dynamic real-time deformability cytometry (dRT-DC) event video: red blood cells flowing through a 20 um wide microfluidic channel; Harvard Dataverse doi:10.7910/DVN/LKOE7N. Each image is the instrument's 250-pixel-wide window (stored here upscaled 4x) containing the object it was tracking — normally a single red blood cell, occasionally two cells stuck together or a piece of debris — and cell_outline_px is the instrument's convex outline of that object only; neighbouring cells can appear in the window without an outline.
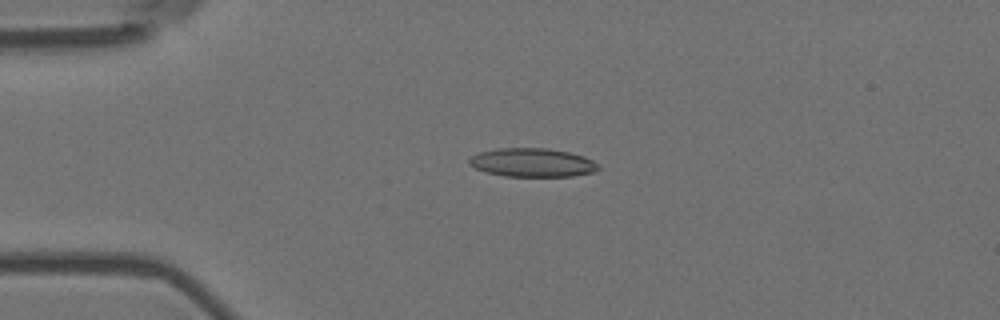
{"species": "Egyptian fruit bat (a non-hibernating species)", "species_latin": "Rousettus aegyptiacus", "temperature_condition": "room temperature", "stored_images_in_passage": 6, "camera_frame_rate_fps": 3000, "um_per_image_px": 0.085, "animal": {"sex": "female"}, "frame": {"image": 1, "passage_image": 4, "time_ms": 1.0, "image_size_px": [1000, 320], "cell_outline_px": [[600, 168], [596, 172], [572, 176], [504, 176], [488, 172], [476, 168], [468, 164], [468, 160], [472, 156], [480, 152], [496, 148], [548, 148], [568, 152], [584, 156], [592, 160]], "centroid_in_image_um": [45.26, 13.81], "position_along_channel_um": 39.7, "area_um2": 21.5}}
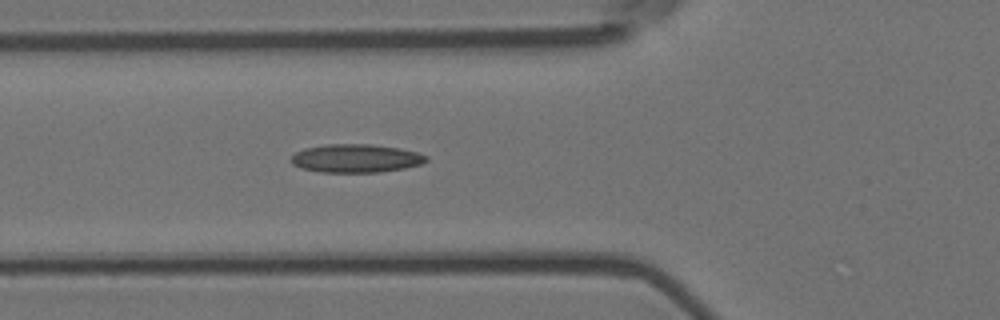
{"frame": {"image": 2, "passage_image": 6, "time_ms": 1.667, "image_size_px": [1000, 320], "cell_outline_px": [[428, 160], [420, 164], [404, 168], [380, 172], [320, 172], [300, 168], [292, 164], [288, 160], [296, 152], [304, 148], [328, 144], [372, 144], [400, 148], [416, 152], [428, 156]], "centroid_in_image_um": [30.22, 13.46], "position_along_channel_um": 95.6, "area_um2": 22.43}}